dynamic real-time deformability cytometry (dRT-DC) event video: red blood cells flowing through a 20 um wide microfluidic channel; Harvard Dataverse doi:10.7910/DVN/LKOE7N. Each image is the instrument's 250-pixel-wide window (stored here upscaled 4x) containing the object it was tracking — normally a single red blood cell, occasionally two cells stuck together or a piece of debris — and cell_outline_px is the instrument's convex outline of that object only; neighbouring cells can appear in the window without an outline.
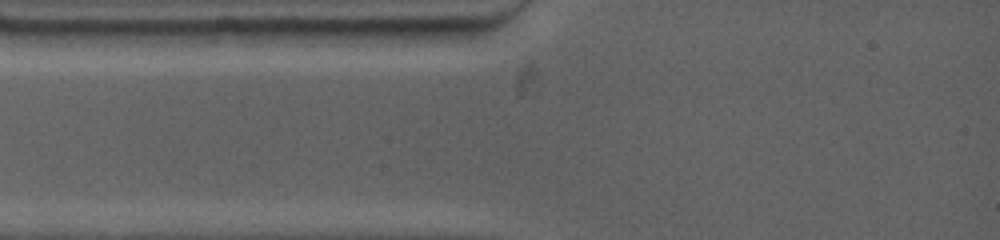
{"species": "common noctule bat (a hibernating species)", "species_latin": "Nyctalus noctula", "temperature_condition": "warm", "stored_images_in_passage": 1, "camera_frame_rate_fps": 4500, "um_per_image_px": 0.085, "animal": {"sex": "female", "body_mass_g": 19.0, "forearm_length_mm": 53.3}, "frame": {"image": 1, "passage_image": 1, "time_ms": 0.0, "image_size_px": [1000, 240], "cell_outline_px": [[508, 16], [496, 28], [468, 44], [428, 48], [352, 44], [344, 28]], "centroid_in_image_um": [36.1, 2.81], "position_along_channel_um": 48.9, "area_um2": 23.76}}